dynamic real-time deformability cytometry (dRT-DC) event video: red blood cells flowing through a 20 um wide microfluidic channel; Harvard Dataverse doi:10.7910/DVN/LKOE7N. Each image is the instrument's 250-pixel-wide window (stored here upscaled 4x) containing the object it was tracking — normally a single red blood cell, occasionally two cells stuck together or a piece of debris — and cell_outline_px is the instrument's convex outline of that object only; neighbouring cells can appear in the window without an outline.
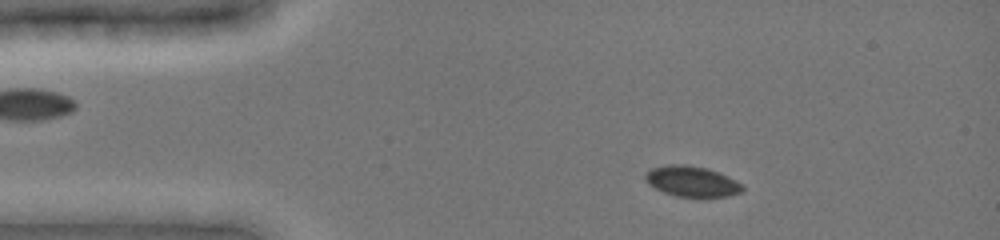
{"species": "common noctule bat (a hibernating species)", "species_latin": "Nyctalus noctula", "temperature_condition": "cold", "stored_images_in_passage": 41, "camera_frame_rate_fps": 3000, "um_per_image_px": 0.085, "animal": {"sex": "female", "body_mass_g": 19.0, "forearm_length_mm": 51.5}, "frame": {"image": 1, "passage_image": 6, "time_ms": 1.667, "image_size_px": [1000, 240], "cell_outline_px": [[744, 188], [740, 192], [728, 196], [676, 196], [664, 192], [648, 184], [644, 176], [652, 168], [668, 164], [684, 164], [708, 168], [728, 176], [736, 180]], "centroid_in_image_um": [58.8, 15.4], "position_along_channel_um": 26.2, "area_um2": 17.05}}
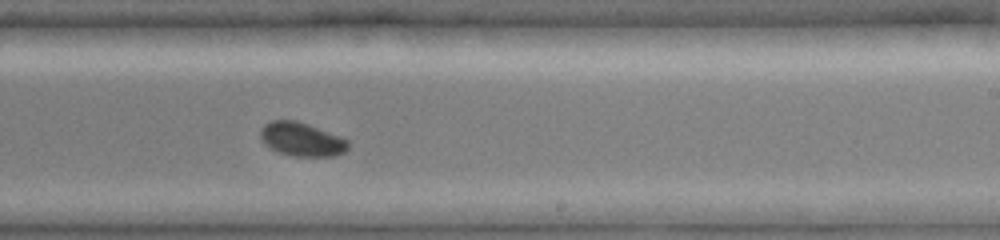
{"frame": {"image": 2, "passage_image": 26, "time_ms": 9.0, "image_size_px": [1000, 240], "cell_outline_px": [[348, 148], [344, 152], [336, 156], [296, 156], [280, 152], [264, 144], [260, 140], [260, 128], [264, 124], [272, 120], [296, 120], [308, 124], [340, 136], [348, 140]], "centroid_in_image_um": [25.63, 11.83], "position_along_channel_um": 263.4, "area_um2": 17.22}}
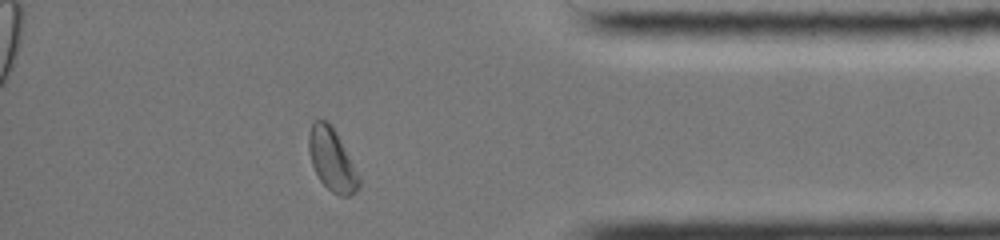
{"frame": {"image": 3, "passage_image": 37, "time_ms": 13.0, "image_size_px": [1000, 240], "cell_outline_px": [[360, 188], [356, 192], [348, 196], [340, 196], [332, 192], [320, 180], [312, 164], [308, 152], [308, 132], [312, 124], [316, 120], [328, 120], [336, 132], [360, 176]], "centroid_in_image_um": [28.22, 13.58], "position_along_channel_um": 407.0, "area_um2": 18.26}, "authors_computed_cell_mechanics": {"area_um2": 17.4556, "velocity_mm_per_s": 3.9383, "shape_relaxation_time_tau1_ms": 1.5387, "shape_relaxation_time_tau2_ms": null, "deformation_change_tau1": 0.039, "deformation_change_tau2": null}}